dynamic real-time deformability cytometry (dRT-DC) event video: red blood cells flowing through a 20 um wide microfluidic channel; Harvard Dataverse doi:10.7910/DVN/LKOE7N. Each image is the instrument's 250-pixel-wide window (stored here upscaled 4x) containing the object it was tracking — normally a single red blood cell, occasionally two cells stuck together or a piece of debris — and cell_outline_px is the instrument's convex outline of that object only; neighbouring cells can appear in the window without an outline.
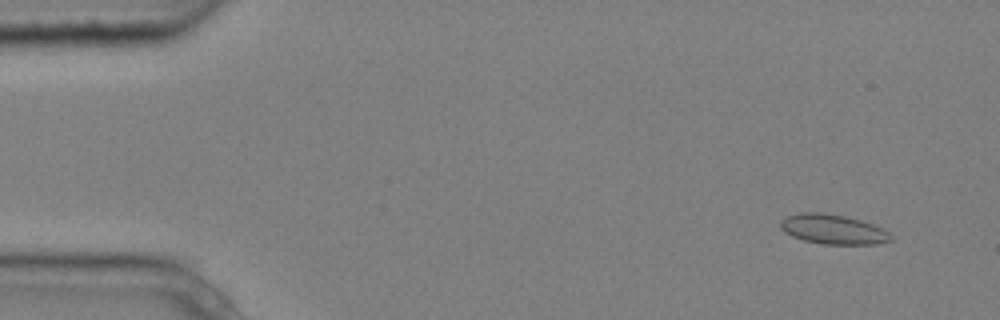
{"species": "common noctule bat (a hibernating species)", "species_latin": "Nyctalus noctula", "temperature_condition": "cold", "stored_images_in_passage": 5, "camera_frame_rate_fps": 3000, "um_per_image_px": 0.085, "animal": {"sex": "male", "body_mass_g": 20.4}, "frame": {"image": 1, "passage_image": 1, "time_ms": 0.0, "image_size_px": [1000, 320], "cell_outline_px": [[892, 240], [876, 244], [820, 244], [804, 240], [792, 236], [784, 232], [780, 228], [780, 220], [788, 216], [800, 212], [820, 212], [844, 216], [860, 220], [872, 224], [888, 232], [892, 236]], "centroid_in_image_um": [70.77, 19.49], "position_along_channel_um": 14.2, "area_um2": 19.02}}
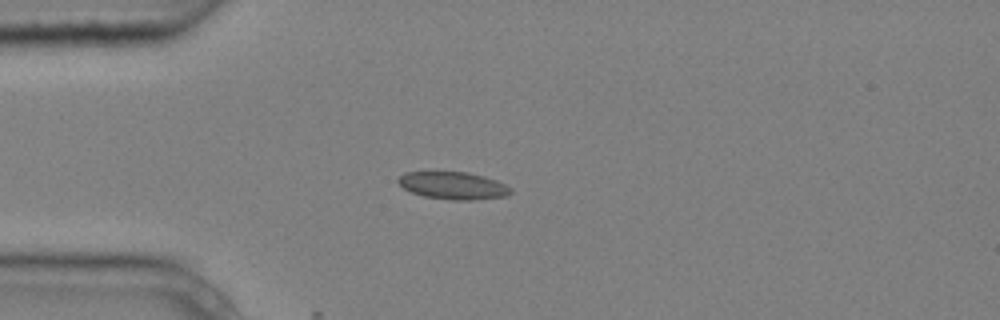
{"frame": {"image": 2, "passage_image": 4, "time_ms": 1.0, "image_size_px": [1000, 320], "cell_outline_px": [[512, 192], [504, 196], [472, 200], [452, 200], [424, 196], [412, 192], [404, 188], [396, 180], [404, 172], [468, 172], [484, 176], [496, 180], [512, 188]], "centroid_in_image_um": [38.52, 15.77], "position_along_channel_um": 46.5, "area_um2": 17.86}}